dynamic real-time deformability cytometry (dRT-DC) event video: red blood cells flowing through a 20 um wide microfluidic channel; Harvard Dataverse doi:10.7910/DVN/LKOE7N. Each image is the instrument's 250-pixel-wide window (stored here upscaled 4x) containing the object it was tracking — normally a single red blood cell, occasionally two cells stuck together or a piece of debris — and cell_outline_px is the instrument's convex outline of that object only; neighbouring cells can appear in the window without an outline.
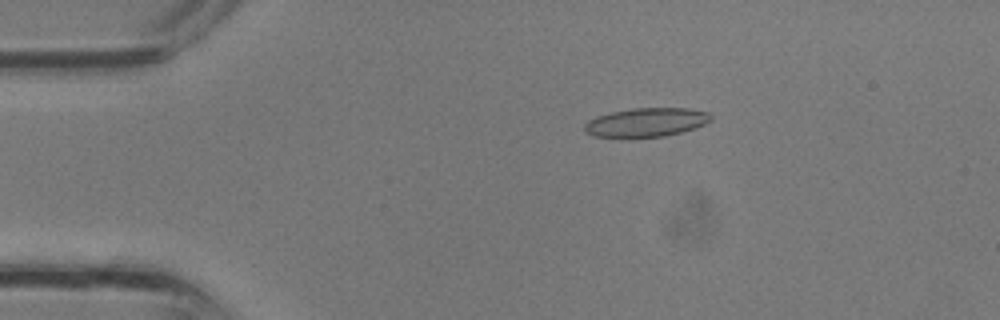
{"species": "common noctule bat (a hibernating species)", "species_latin": "Nyctalus noctula", "temperature_condition": "room temperature", "stored_images_in_passage": 35, "camera_frame_rate_fps": 3000, "um_per_image_px": 0.085, "animal": {"sex": "male", "body_mass_g": 13.3}, "frame": {"image": 1, "passage_image": 7, "time_ms": 2.0, "image_size_px": [1000, 320], "cell_outline_px": [[712, 120], [696, 128], [664, 136], [592, 136], [584, 132], [584, 124], [588, 120], [596, 116], [612, 112], [632, 108], [688, 108], [708, 112], [712, 116]], "centroid_in_image_um": [54.94, 10.38], "position_along_channel_um": 30.1, "area_um2": 21.04}}
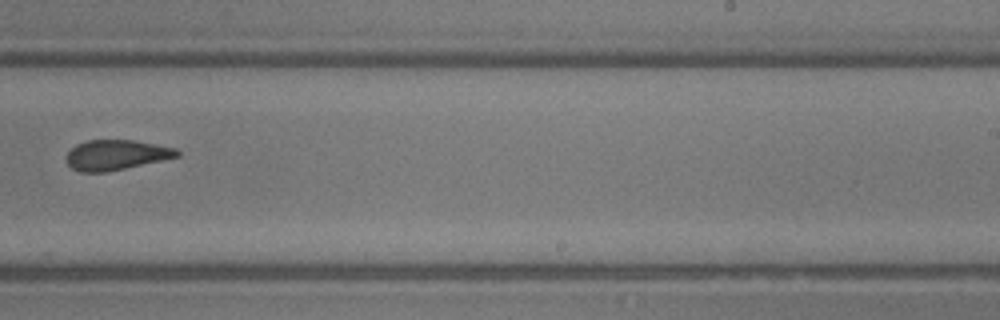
{"frame": {"image": 2, "passage_image": 22, "time_ms": 7.0, "image_size_px": [1000, 320], "cell_outline_px": [[180, 156], [108, 172], [80, 172], [72, 168], [68, 164], [68, 152], [76, 144], [88, 140], [132, 140], [156, 144], [176, 148], [180, 152]], "centroid_in_image_um": [9.89, 13.17], "position_along_channel_um": 279.1, "area_um2": 19.31}}
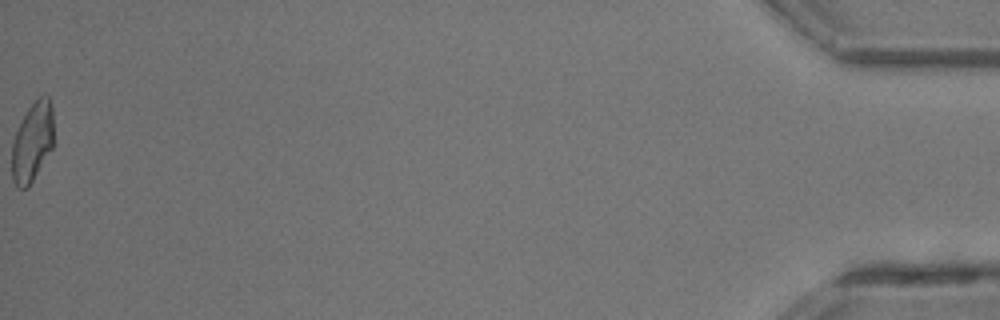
{"frame": {"image": 3, "passage_image": 35, "time_ms": 11.333, "image_size_px": [1000, 320], "cell_outline_px": [[52, 148], [32, 180], [24, 188], [16, 188], [12, 180], [12, 140], [28, 108], [40, 96], [48, 96], [52, 108]], "centroid_in_image_um": [2.72, 12.07], "position_along_channel_um": 432.5, "area_um2": 18.84}}